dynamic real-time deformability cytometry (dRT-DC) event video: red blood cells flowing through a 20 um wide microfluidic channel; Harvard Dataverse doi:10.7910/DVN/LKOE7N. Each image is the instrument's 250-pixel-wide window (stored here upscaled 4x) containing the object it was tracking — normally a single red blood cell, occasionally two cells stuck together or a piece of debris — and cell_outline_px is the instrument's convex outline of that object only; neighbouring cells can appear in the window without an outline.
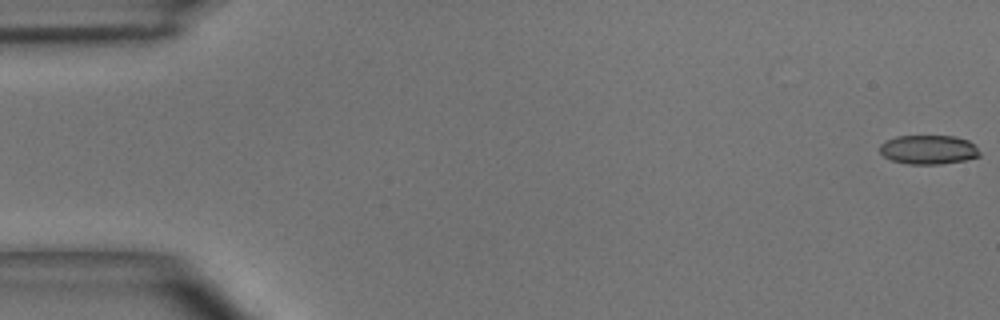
{"species": "common noctule bat (a hibernating species)", "species_latin": "Nyctalus noctula", "temperature_condition": "room temperature", "stored_images_in_passage": 50, "camera_frame_rate_fps": 3000, "um_per_image_px": 0.085, "animal": {"sex": "male", "body_mass_g": 15.6}, "frame": {"image": 1, "passage_image": 1, "time_ms": 0.0, "image_size_px": [1000, 320], "cell_outline_px": [[980, 156], [964, 160], [940, 164], [908, 164], [892, 160], [884, 156], [880, 152], [880, 144], [896, 136], [956, 136], [968, 140], [980, 152]], "centroid_in_image_um": [78.91, 12.72], "position_along_channel_um": 6.1, "area_um2": 16.82}}
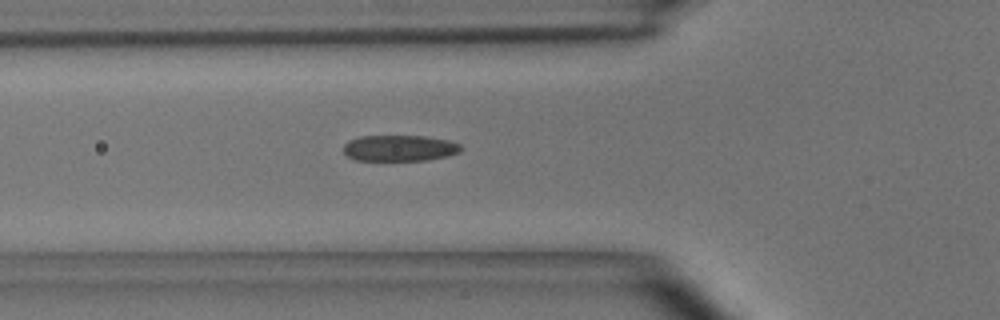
{"frame": {"image": 2, "passage_image": 18, "time_ms": 5.667, "image_size_px": [1000, 320], "cell_outline_px": [[464, 148], [460, 152], [448, 156], [428, 160], [356, 160], [348, 156], [344, 152], [344, 144], [348, 140], [360, 136], [424, 136], [448, 140], [460, 144]], "centroid_in_image_um": [33.99, 12.59], "position_along_channel_um": 91.8, "area_um2": 17.92}}
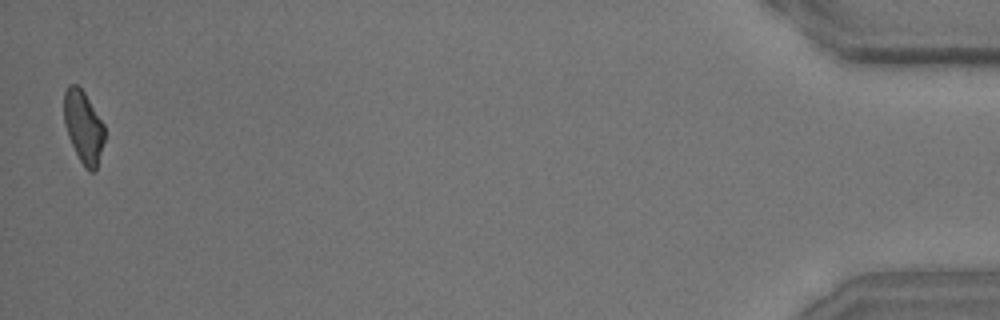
{"frame": {"image": 3, "passage_image": 50, "time_ms": 16.333, "image_size_px": [1000, 320], "cell_outline_px": [[104, 140], [96, 172], [92, 172], [84, 168], [68, 136], [64, 124], [64, 92], [68, 84], [76, 84], [84, 92], [104, 124]], "centroid_in_image_um": [7.09, 10.79], "position_along_channel_um": 428.1, "area_um2": 17.05}, "authors_computed_cell_mechanics": {"area_um2": 18.207, "velocity_mm_per_s": 4.0007, "shape_relaxation_time_tau1_ms": 4.3997, "shape_relaxation_time_tau2_ms": 1.4268, "deformation_change_tau1": 0.1381, "deformation_change_tau2": 0.0845}}